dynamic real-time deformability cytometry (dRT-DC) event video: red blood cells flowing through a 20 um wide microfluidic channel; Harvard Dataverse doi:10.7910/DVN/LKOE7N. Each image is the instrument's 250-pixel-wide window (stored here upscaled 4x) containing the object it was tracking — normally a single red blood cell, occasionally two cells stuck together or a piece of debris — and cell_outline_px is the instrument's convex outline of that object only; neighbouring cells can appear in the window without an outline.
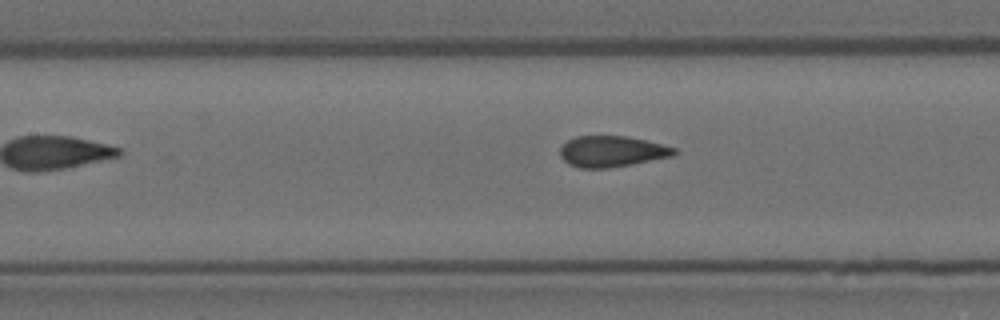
{"species": "Egyptian fruit bat (a non-hibernating species)", "species_latin": "Rousettus aegyptiacus", "temperature_condition": "room temperature", "stored_images_in_passage": 13, "camera_frame_rate_fps": 3000, "um_per_image_px": 0.085, "animal": {"sex": "female"}, "frame": {"image": 1, "passage_image": 5, "time_ms": 1.333, "image_size_px": [1000, 320], "cell_outline_px": [[680, 152], [672, 156], [632, 164], [608, 168], [580, 168], [568, 164], [560, 156], [560, 148], [568, 140], [576, 136], [624, 136], [644, 140], [676, 148]], "centroid_in_image_um": [52.0, 12.88], "position_along_channel_um": 155.4, "area_um2": 20.52}}